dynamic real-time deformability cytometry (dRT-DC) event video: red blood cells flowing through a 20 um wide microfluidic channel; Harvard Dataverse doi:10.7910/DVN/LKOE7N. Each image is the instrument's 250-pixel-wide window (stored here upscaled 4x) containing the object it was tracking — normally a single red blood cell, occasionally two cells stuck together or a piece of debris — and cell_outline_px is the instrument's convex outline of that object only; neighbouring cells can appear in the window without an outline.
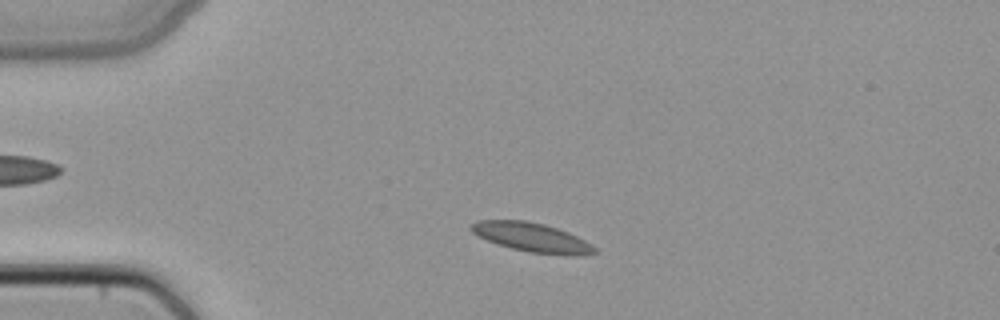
{"species": "common noctule bat (a hibernating species)", "species_latin": "Nyctalus noctula", "temperature_condition": "cold", "stored_images_in_passage": 42, "camera_frame_rate_fps": 3000, "um_per_image_px": 0.085, "animal": {"sex": "female", "body_mass_g": 22.7, "forearm_length_mm": 54.2}, "frame": {"image": 1, "passage_image": 4, "time_ms": 1.0, "image_size_px": [1000, 320], "cell_outline_px": [[600, 252], [580, 256], [568, 256], [528, 252], [496, 244], [472, 232], [468, 228], [476, 220], [524, 220], [544, 224], [568, 232], [592, 244]], "centroid_in_image_um": [45.25, 20.19], "position_along_channel_um": 39.8, "area_um2": 21.1}}
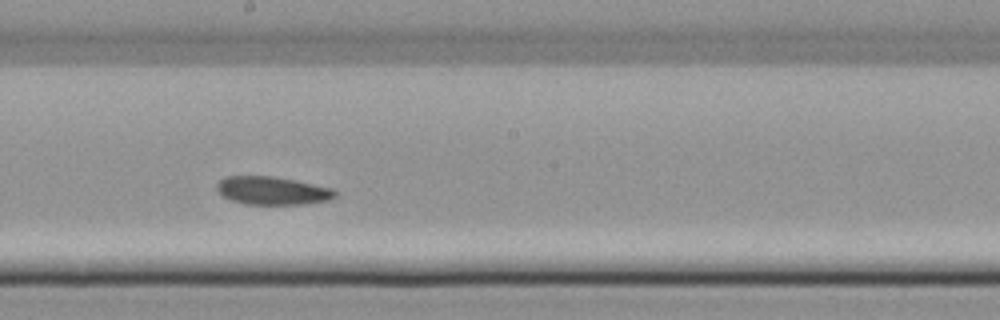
{"frame": {"image": 2, "passage_image": 20, "time_ms": 6.333, "image_size_px": [1000, 320], "cell_outline_px": [[336, 196], [328, 200], [304, 204], [244, 204], [232, 200], [224, 196], [216, 188], [216, 184], [224, 176], [272, 176], [296, 180], [332, 188], [336, 192]], "centroid_in_image_um": [23.14, 16.2], "position_along_channel_um": 225.1, "area_um2": 19.31}}
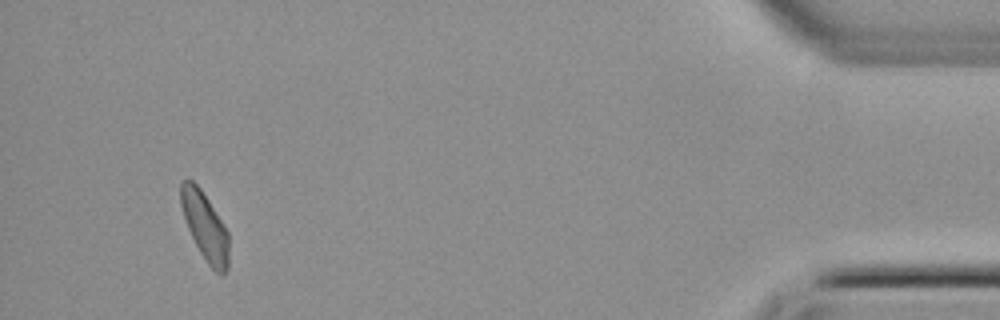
{"frame": {"image": 3, "passage_image": 39, "time_ms": 12.667, "image_size_px": [1000, 320], "cell_outline_px": [[228, 268], [224, 272], [216, 272], [208, 264], [200, 252], [188, 228], [180, 204], [180, 184], [184, 180], [192, 180], [200, 188], [224, 224], [228, 232]], "centroid_in_image_um": [17.42, 19.21], "position_along_channel_um": 417.8, "area_um2": 18.61}}